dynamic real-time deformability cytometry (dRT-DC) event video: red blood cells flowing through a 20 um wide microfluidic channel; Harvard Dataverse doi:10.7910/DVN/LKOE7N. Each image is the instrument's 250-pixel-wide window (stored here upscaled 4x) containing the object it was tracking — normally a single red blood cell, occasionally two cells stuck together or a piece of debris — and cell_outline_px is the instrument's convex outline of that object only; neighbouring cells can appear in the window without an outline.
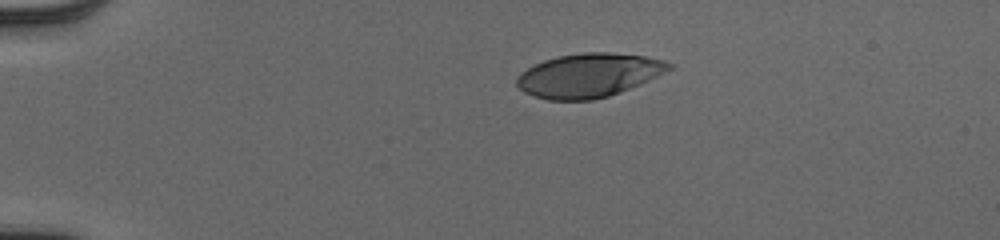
{"species": "human", "species_latin": "Homo sapiens", "temperature_condition": "cold", "stored_images_in_passage": 42, "camera_frame_rate_fps": 3000, "um_per_image_px": 0.085, "donor": {"sex": "male"}, "frame": {"image": 1, "passage_image": 1, "time_ms": 0.0, "image_size_px": [1000, 240], "cell_outline_px": [[676, 64], [672, 68], [640, 84], [608, 96], [592, 100], [548, 100], [524, 92], [516, 84], [516, 76], [520, 72], [544, 60], [560, 56], [584, 52], [612, 52], [644, 56], [664, 60]], "centroid_in_image_um": [50.05, 6.39], "position_along_channel_um": 35.0, "area_um2": 38.73}}
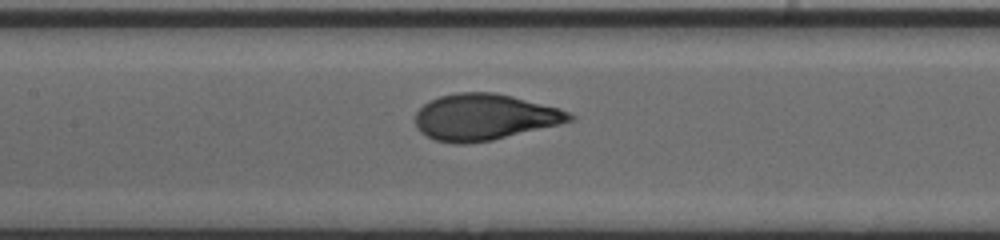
{"frame": {"image": 2, "passage_image": 16, "time_ms": 5.0, "image_size_px": [1000, 240], "cell_outline_px": [[576, 120], [560, 124], [492, 140], [464, 144], [456, 144], [436, 140], [420, 132], [416, 128], [416, 112], [424, 104], [440, 96], [456, 92], [492, 92], [512, 96], [560, 108], [576, 116]], "centroid_in_image_um": [41.19, 9.95], "position_along_channel_um": 166.2, "area_um2": 41.5}}
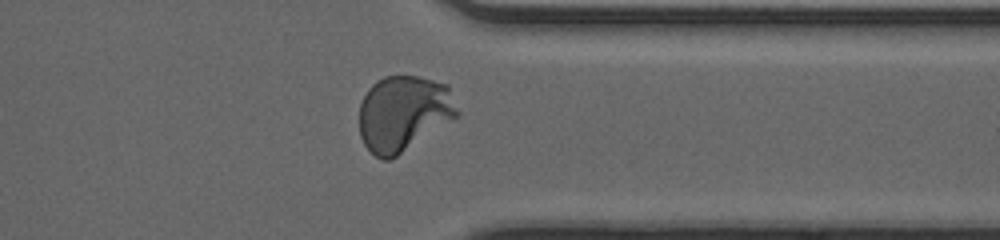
{"frame": {"image": 3, "passage_image": 32, "time_ms": 10.333, "image_size_px": [1000, 240], "cell_outline_px": [[460, 116], [396, 156], [388, 160], [380, 160], [364, 144], [360, 136], [360, 104], [368, 88], [376, 80], [384, 76], [416, 76], [448, 84], [460, 112]], "centroid_in_image_um": [34.33, 9.62], "position_along_channel_um": 377.1, "area_um2": 43.41}, "authors_computed_cell_mechanics": {"area_um2": 41.4137, "velocity_mm_per_s": 3.9762, "shape_relaxation_time_tau1_ms": 3.625, "shape_relaxation_time_tau2_ms": null, "deformation_change_tau1": 0.2272, "deformation_change_tau2": null}}